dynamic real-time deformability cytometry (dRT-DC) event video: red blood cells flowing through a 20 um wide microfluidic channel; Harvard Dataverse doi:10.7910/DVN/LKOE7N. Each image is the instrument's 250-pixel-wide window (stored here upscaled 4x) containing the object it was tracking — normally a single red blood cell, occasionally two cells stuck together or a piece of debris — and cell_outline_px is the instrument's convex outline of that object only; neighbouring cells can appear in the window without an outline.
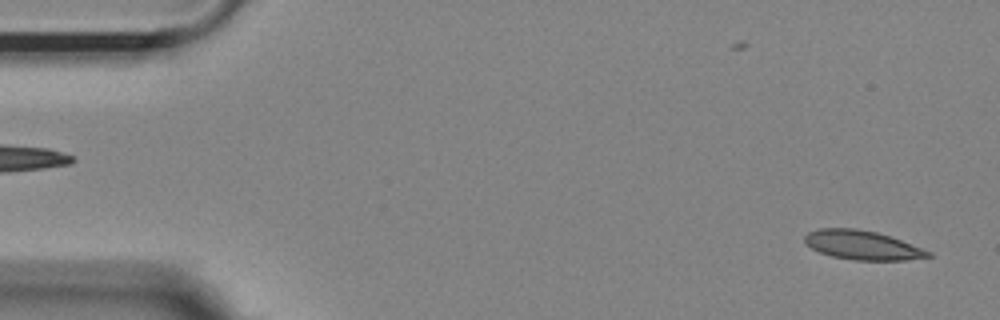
{"species": "Egyptian fruit bat (a non-hibernating species)", "species_latin": "Rousettus aegyptiacus", "temperature_condition": "room temperature", "stored_images_in_passage": 54, "camera_frame_rate_fps": 3000, "um_per_image_px": 0.085, "animal": {"sex": "female"}, "frame": {"image": 1, "passage_image": 2, "time_ms": 0.333, "image_size_px": [1000, 320], "cell_outline_px": [[932, 256], [904, 260], [856, 260], [832, 256], [820, 252], [804, 244], [804, 236], [808, 232], [816, 228], [856, 228], [876, 232], [900, 240], [932, 252]], "centroid_in_image_um": [73.24, 20.83], "position_along_channel_um": 11.8, "area_um2": 20.81}}
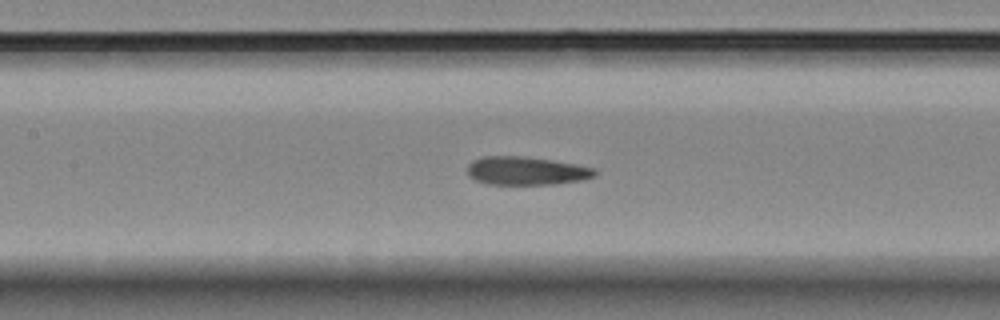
{"frame": {"image": 2, "passage_image": 24, "time_ms": 7.667, "image_size_px": [1000, 320], "cell_outline_px": [[600, 172], [596, 176], [584, 180], [556, 184], [488, 184], [476, 180], [468, 176], [468, 164], [472, 160], [484, 156], [524, 156], [552, 160], [576, 164], [596, 168]], "centroid_in_image_um": [44.79, 14.52], "position_along_channel_um": 162.6, "area_um2": 21.33}}
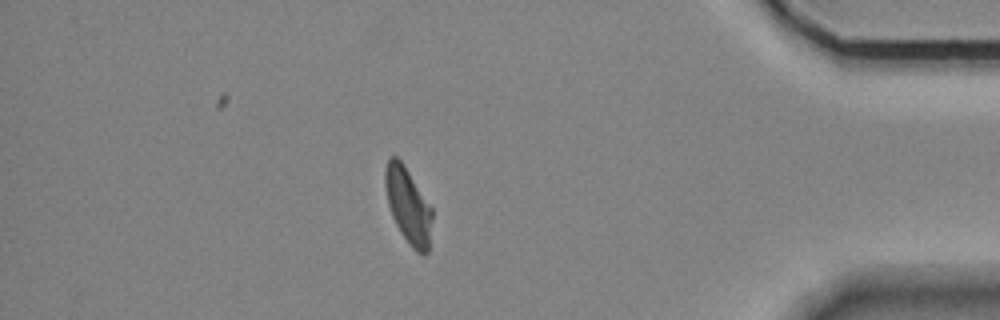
{"frame": {"image": 3, "passage_image": 47, "time_ms": 15.333, "image_size_px": [1000, 320], "cell_outline_px": [[432, 220], [428, 252], [424, 256], [416, 252], [412, 248], [400, 232], [392, 216], [388, 204], [384, 184], [384, 168], [388, 156], [396, 156], [404, 164], [432, 208]], "centroid_in_image_um": [34.67, 17.46], "position_along_channel_um": 400.5, "area_um2": 20.92}, "authors_computed_cell_mechanics": {"area_um2": 21.4438, "velocity_mm_per_s": 3.6101, "shape_relaxation_time_tau1_ms": 3.8702, "shape_relaxation_time_tau2_ms": 1.6464, "deformation_change_tau1": 0.1442, "deformation_change_tau2": 0.086}}